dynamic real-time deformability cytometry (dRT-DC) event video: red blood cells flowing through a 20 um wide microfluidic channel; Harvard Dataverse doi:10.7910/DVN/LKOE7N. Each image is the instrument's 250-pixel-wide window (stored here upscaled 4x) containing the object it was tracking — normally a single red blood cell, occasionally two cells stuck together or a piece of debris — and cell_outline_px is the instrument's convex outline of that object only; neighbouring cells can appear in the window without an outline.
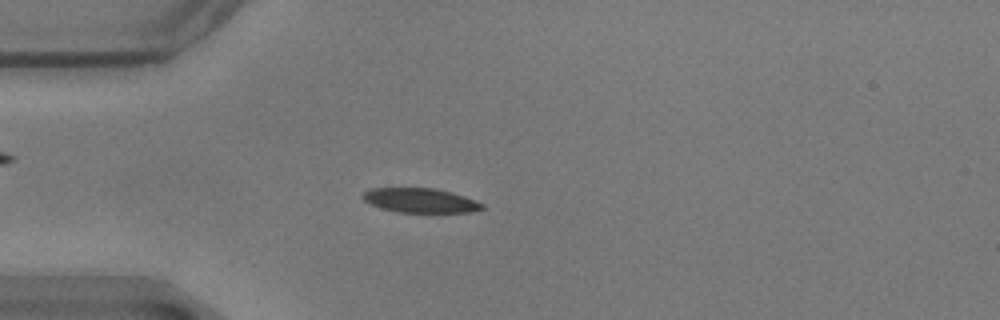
{"species": "common noctule bat (a hibernating species)", "species_latin": "Nyctalus noctula", "temperature_condition": "warm", "stored_images_in_passage": 57, "camera_frame_rate_fps": 3000, "um_per_image_px": 0.085, "animal": {"sex": "male", "body_mass_g": 17.9}, "frame": {"image": 1, "passage_image": 15, "time_ms": 4.667, "image_size_px": [1000, 320], "cell_outline_px": [[484, 208], [472, 212], [400, 212], [380, 208], [364, 200], [360, 196], [368, 188], [436, 188], [452, 192], [476, 200], [484, 204]], "centroid_in_image_um": [35.73, 17.03], "position_along_channel_um": 49.3, "area_um2": 17.05}}
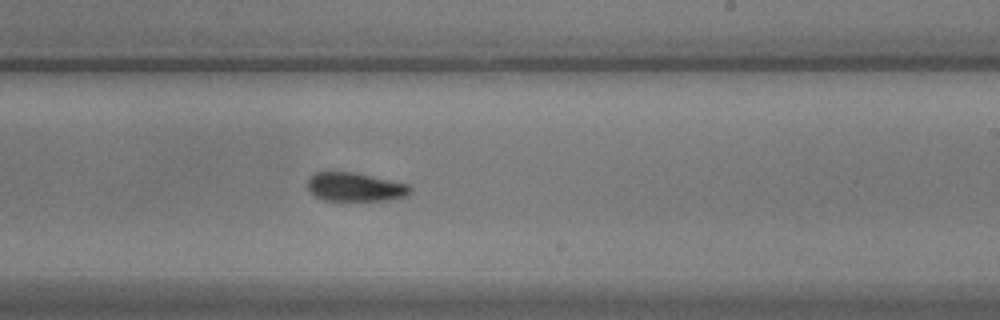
{"frame": {"image": 2, "passage_image": 34, "time_ms": 11.0, "image_size_px": [1000, 320], "cell_outline_px": [[412, 192], [408, 196], [388, 200], [324, 200], [316, 196], [308, 188], [308, 180], [316, 172], [356, 172], [412, 184]], "centroid_in_image_um": [30.29, 15.89], "position_along_channel_um": 258.7, "area_um2": 17.34}}
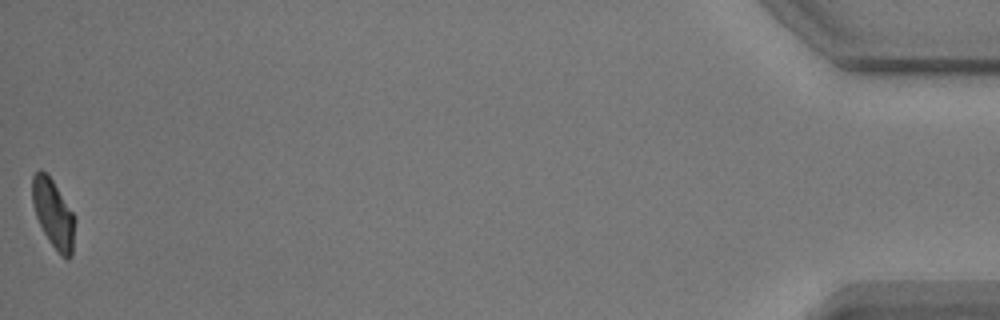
{"frame": {"image": 3, "passage_image": 57, "time_ms": 18.667, "image_size_px": [1000, 320], "cell_outline_px": [[76, 220], [72, 256], [68, 260], [52, 244], [44, 232], [36, 216], [32, 204], [32, 176], [40, 168], [52, 180], [76, 216]], "centroid_in_image_um": [4.55, 18.14], "position_along_channel_um": 430.6, "area_um2": 16.88}, "authors_computed_cell_mechanics": {"area_um2": 17.6868, "velocity_mm_per_s": 3.4976, "shape_relaxation_time_tau1_ms": 3.912, "shape_relaxation_time_tau2_ms": 3.6217, "deformation_change_tau1": 0.1361, "deformation_change_tau2": 0.0855}}